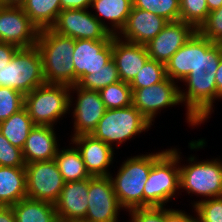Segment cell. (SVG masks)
Returning a JSON list of instances; mask_svg holds the SVG:
<instances>
[{
	"label": "cell",
	"instance_id": "ac0fdd59",
	"mask_svg": "<svg viewBox=\"0 0 222 222\" xmlns=\"http://www.w3.org/2000/svg\"><path fill=\"white\" fill-rule=\"evenodd\" d=\"M167 23L166 19L156 14L133 7L125 26L117 36L127 42L146 45Z\"/></svg>",
	"mask_w": 222,
	"mask_h": 222
},
{
	"label": "cell",
	"instance_id": "ab89813d",
	"mask_svg": "<svg viewBox=\"0 0 222 222\" xmlns=\"http://www.w3.org/2000/svg\"><path fill=\"white\" fill-rule=\"evenodd\" d=\"M166 222H197V218L183 210L166 208Z\"/></svg>",
	"mask_w": 222,
	"mask_h": 222
},
{
	"label": "cell",
	"instance_id": "8992f818",
	"mask_svg": "<svg viewBox=\"0 0 222 222\" xmlns=\"http://www.w3.org/2000/svg\"><path fill=\"white\" fill-rule=\"evenodd\" d=\"M151 124L133 105L107 109L98 122L92 136L105 142L114 149V143H125L127 140L148 131Z\"/></svg>",
	"mask_w": 222,
	"mask_h": 222
},
{
	"label": "cell",
	"instance_id": "4dcf8cb0",
	"mask_svg": "<svg viewBox=\"0 0 222 222\" xmlns=\"http://www.w3.org/2000/svg\"><path fill=\"white\" fill-rule=\"evenodd\" d=\"M166 78L165 64L149 58L129 85L132 90H135L150 87Z\"/></svg>",
	"mask_w": 222,
	"mask_h": 222
},
{
	"label": "cell",
	"instance_id": "277c9868",
	"mask_svg": "<svg viewBox=\"0 0 222 222\" xmlns=\"http://www.w3.org/2000/svg\"><path fill=\"white\" fill-rule=\"evenodd\" d=\"M180 153V154H179ZM181 152L168 149L151 167L143 190V208L164 207L180 190Z\"/></svg>",
	"mask_w": 222,
	"mask_h": 222
},
{
	"label": "cell",
	"instance_id": "ee69618b",
	"mask_svg": "<svg viewBox=\"0 0 222 222\" xmlns=\"http://www.w3.org/2000/svg\"><path fill=\"white\" fill-rule=\"evenodd\" d=\"M209 12L219 9L222 6V0H206Z\"/></svg>",
	"mask_w": 222,
	"mask_h": 222
},
{
	"label": "cell",
	"instance_id": "ba28073f",
	"mask_svg": "<svg viewBox=\"0 0 222 222\" xmlns=\"http://www.w3.org/2000/svg\"><path fill=\"white\" fill-rule=\"evenodd\" d=\"M187 159L188 165H179L180 190L205 197L204 200L222 197V160L197 161L192 154Z\"/></svg>",
	"mask_w": 222,
	"mask_h": 222
},
{
	"label": "cell",
	"instance_id": "d6a6232c",
	"mask_svg": "<svg viewBox=\"0 0 222 222\" xmlns=\"http://www.w3.org/2000/svg\"><path fill=\"white\" fill-rule=\"evenodd\" d=\"M180 19L196 30L207 20L209 9L206 0H179Z\"/></svg>",
	"mask_w": 222,
	"mask_h": 222
},
{
	"label": "cell",
	"instance_id": "5b68a950",
	"mask_svg": "<svg viewBox=\"0 0 222 222\" xmlns=\"http://www.w3.org/2000/svg\"><path fill=\"white\" fill-rule=\"evenodd\" d=\"M72 96L67 85L45 83L25 94L24 108L35 125L54 126L70 111Z\"/></svg>",
	"mask_w": 222,
	"mask_h": 222
},
{
	"label": "cell",
	"instance_id": "bcb514c9",
	"mask_svg": "<svg viewBox=\"0 0 222 222\" xmlns=\"http://www.w3.org/2000/svg\"><path fill=\"white\" fill-rule=\"evenodd\" d=\"M60 222H82V221H60Z\"/></svg>",
	"mask_w": 222,
	"mask_h": 222
},
{
	"label": "cell",
	"instance_id": "d590c367",
	"mask_svg": "<svg viewBox=\"0 0 222 222\" xmlns=\"http://www.w3.org/2000/svg\"><path fill=\"white\" fill-rule=\"evenodd\" d=\"M197 31L211 42L222 44V6L209 12L207 20Z\"/></svg>",
	"mask_w": 222,
	"mask_h": 222
},
{
	"label": "cell",
	"instance_id": "7c38bea8",
	"mask_svg": "<svg viewBox=\"0 0 222 222\" xmlns=\"http://www.w3.org/2000/svg\"><path fill=\"white\" fill-rule=\"evenodd\" d=\"M123 209L109 176L90 177L88 209L82 222H118Z\"/></svg>",
	"mask_w": 222,
	"mask_h": 222
},
{
	"label": "cell",
	"instance_id": "3957f363",
	"mask_svg": "<svg viewBox=\"0 0 222 222\" xmlns=\"http://www.w3.org/2000/svg\"><path fill=\"white\" fill-rule=\"evenodd\" d=\"M131 156L122 162L116 177L110 174L113 190L121 207L129 212L143 208V190L152 165L167 151Z\"/></svg>",
	"mask_w": 222,
	"mask_h": 222
},
{
	"label": "cell",
	"instance_id": "e575fe53",
	"mask_svg": "<svg viewBox=\"0 0 222 222\" xmlns=\"http://www.w3.org/2000/svg\"><path fill=\"white\" fill-rule=\"evenodd\" d=\"M193 202L197 222H222V197Z\"/></svg>",
	"mask_w": 222,
	"mask_h": 222
},
{
	"label": "cell",
	"instance_id": "7bdbcfd3",
	"mask_svg": "<svg viewBox=\"0 0 222 222\" xmlns=\"http://www.w3.org/2000/svg\"><path fill=\"white\" fill-rule=\"evenodd\" d=\"M217 99H222V56L216 72Z\"/></svg>",
	"mask_w": 222,
	"mask_h": 222
},
{
	"label": "cell",
	"instance_id": "7402d4cb",
	"mask_svg": "<svg viewBox=\"0 0 222 222\" xmlns=\"http://www.w3.org/2000/svg\"><path fill=\"white\" fill-rule=\"evenodd\" d=\"M93 16L114 36H117L127 22L133 8V0H92ZM102 17V18H101ZM104 18V19H103ZM108 20V26L105 23ZM111 27V28H110Z\"/></svg>",
	"mask_w": 222,
	"mask_h": 222
},
{
	"label": "cell",
	"instance_id": "83f0119b",
	"mask_svg": "<svg viewBox=\"0 0 222 222\" xmlns=\"http://www.w3.org/2000/svg\"><path fill=\"white\" fill-rule=\"evenodd\" d=\"M35 126L25 108L0 123V133L9 142L20 149L23 148L31 129Z\"/></svg>",
	"mask_w": 222,
	"mask_h": 222
},
{
	"label": "cell",
	"instance_id": "2e32d148",
	"mask_svg": "<svg viewBox=\"0 0 222 222\" xmlns=\"http://www.w3.org/2000/svg\"><path fill=\"white\" fill-rule=\"evenodd\" d=\"M197 30L181 20L168 22L145 46L150 59L166 64Z\"/></svg>",
	"mask_w": 222,
	"mask_h": 222
},
{
	"label": "cell",
	"instance_id": "484cf974",
	"mask_svg": "<svg viewBox=\"0 0 222 222\" xmlns=\"http://www.w3.org/2000/svg\"><path fill=\"white\" fill-rule=\"evenodd\" d=\"M21 8L39 30L51 28L62 10L60 0H25Z\"/></svg>",
	"mask_w": 222,
	"mask_h": 222
},
{
	"label": "cell",
	"instance_id": "30bf717a",
	"mask_svg": "<svg viewBox=\"0 0 222 222\" xmlns=\"http://www.w3.org/2000/svg\"><path fill=\"white\" fill-rule=\"evenodd\" d=\"M174 80L167 77L150 87L132 90V105L151 123L162 108L182 103L180 90Z\"/></svg>",
	"mask_w": 222,
	"mask_h": 222
},
{
	"label": "cell",
	"instance_id": "e0dca14e",
	"mask_svg": "<svg viewBox=\"0 0 222 222\" xmlns=\"http://www.w3.org/2000/svg\"><path fill=\"white\" fill-rule=\"evenodd\" d=\"M80 152L86 170L92 177L109 176V166L113 163L114 149L92 135L71 137V143Z\"/></svg>",
	"mask_w": 222,
	"mask_h": 222
},
{
	"label": "cell",
	"instance_id": "44dd1931",
	"mask_svg": "<svg viewBox=\"0 0 222 222\" xmlns=\"http://www.w3.org/2000/svg\"><path fill=\"white\" fill-rule=\"evenodd\" d=\"M54 126L35 125L22 148L25 164L53 160L59 150Z\"/></svg>",
	"mask_w": 222,
	"mask_h": 222
},
{
	"label": "cell",
	"instance_id": "836d02e7",
	"mask_svg": "<svg viewBox=\"0 0 222 222\" xmlns=\"http://www.w3.org/2000/svg\"><path fill=\"white\" fill-rule=\"evenodd\" d=\"M25 95L10 87H0V123L24 108Z\"/></svg>",
	"mask_w": 222,
	"mask_h": 222
},
{
	"label": "cell",
	"instance_id": "d6986e66",
	"mask_svg": "<svg viewBox=\"0 0 222 222\" xmlns=\"http://www.w3.org/2000/svg\"><path fill=\"white\" fill-rule=\"evenodd\" d=\"M90 178L66 182L60 197L55 203L59 221H83L88 209Z\"/></svg>",
	"mask_w": 222,
	"mask_h": 222
},
{
	"label": "cell",
	"instance_id": "603a6c76",
	"mask_svg": "<svg viewBox=\"0 0 222 222\" xmlns=\"http://www.w3.org/2000/svg\"><path fill=\"white\" fill-rule=\"evenodd\" d=\"M27 198L25 167L0 166V206L11 207Z\"/></svg>",
	"mask_w": 222,
	"mask_h": 222
},
{
	"label": "cell",
	"instance_id": "7a4b0ae2",
	"mask_svg": "<svg viewBox=\"0 0 222 222\" xmlns=\"http://www.w3.org/2000/svg\"><path fill=\"white\" fill-rule=\"evenodd\" d=\"M36 47L42 57L47 84L74 85L73 51L75 39L60 35L51 28L39 30Z\"/></svg>",
	"mask_w": 222,
	"mask_h": 222
},
{
	"label": "cell",
	"instance_id": "f35d334b",
	"mask_svg": "<svg viewBox=\"0 0 222 222\" xmlns=\"http://www.w3.org/2000/svg\"><path fill=\"white\" fill-rule=\"evenodd\" d=\"M19 49L16 45L0 42V69L10 63Z\"/></svg>",
	"mask_w": 222,
	"mask_h": 222
},
{
	"label": "cell",
	"instance_id": "d4e9b609",
	"mask_svg": "<svg viewBox=\"0 0 222 222\" xmlns=\"http://www.w3.org/2000/svg\"><path fill=\"white\" fill-rule=\"evenodd\" d=\"M11 207L16 222H60L50 202L24 198Z\"/></svg>",
	"mask_w": 222,
	"mask_h": 222
},
{
	"label": "cell",
	"instance_id": "1f68e13d",
	"mask_svg": "<svg viewBox=\"0 0 222 222\" xmlns=\"http://www.w3.org/2000/svg\"><path fill=\"white\" fill-rule=\"evenodd\" d=\"M133 7L156 14L168 22L180 19L179 0H133Z\"/></svg>",
	"mask_w": 222,
	"mask_h": 222
},
{
	"label": "cell",
	"instance_id": "5bb4252c",
	"mask_svg": "<svg viewBox=\"0 0 222 222\" xmlns=\"http://www.w3.org/2000/svg\"><path fill=\"white\" fill-rule=\"evenodd\" d=\"M72 93L77 94V99L73 104L75 105L74 110L71 112L74 119V133L71 137L91 135L107 110L100 93L80 88L77 85L70 87V94Z\"/></svg>",
	"mask_w": 222,
	"mask_h": 222
},
{
	"label": "cell",
	"instance_id": "52a82bcc",
	"mask_svg": "<svg viewBox=\"0 0 222 222\" xmlns=\"http://www.w3.org/2000/svg\"><path fill=\"white\" fill-rule=\"evenodd\" d=\"M45 83L42 57L36 46L20 48L0 69V87H10L24 95Z\"/></svg>",
	"mask_w": 222,
	"mask_h": 222
},
{
	"label": "cell",
	"instance_id": "f1b7e54d",
	"mask_svg": "<svg viewBox=\"0 0 222 222\" xmlns=\"http://www.w3.org/2000/svg\"><path fill=\"white\" fill-rule=\"evenodd\" d=\"M120 81L116 62L112 58L104 67L94 74L84 75L78 82L80 88L100 91L104 87Z\"/></svg>",
	"mask_w": 222,
	"mask_h": 222
},
{
	"label": "cell",
	"instance_id": "8fae6325",
	"mask_svg": "<svg viewBox=\"0 0 222 222\" xmlns=\"http://www.w3.org/2000/svg\"><path fill=\"white\" fill-rule=\"evenodd\" d=\"M88 9L61 10L51 27L56 33L75 40H112L113 36Z\"/></svg>",
	"mask_w": 222,
	"mask_h": 222
},
{
	"label": "cell",
	"instance_id": "60d3db41",
	"mask_svg": "<svg viewBox=\"0 0 222 222\" xmlns=\"http://www.w3.org/2000/svg\"><path fill=\"white\" fill-rule=\"evenodd\" d=\"M62 10L88 9L92 0H60Z\"/></svg>",
	"mask_w": 222,
	"mask_h": 222
},
{
	"label": "cell",
	"instance_id": "4316f807",
	"mask_svg": "<svg viewBox=\"0 0 222 222\" xmlns=\"http://www.w3.org/2000/svg\"><path fill=\"white\" fill-rule=\"evenodd\" d=\"M64 182L81 181L90 178L79 150L75 146L59 149L54 158Z\"/></svg>",
	"mask_w": 222,
	"mask_h": 222
},
{
	"label": "cell",
	"instance_id": "6da1fadb",
	"mask_svg": "<svg viewBox=\"0 0 222 222\" xmlns=\"http://www.w3.org/2000/svg\"><path fill=\"white\" fill-rule=\"evenodd\" d=\"M221 56L222 44L211 42L197 31L196 66L182 81L188 90H180L181 101L187 110L186 120L192 127L207 121L214 112L216 72Z\"/></svg>",
	"mask_w": 222,
	"mask_h": 222
},
{
	"label": "cell",
	"instance_id": "f546056e",
	"mask_svg": "<svg viewBox=\"0 0 222 222\" xmlns=\"http://www.w3.org/2000/svg\"><path fill=\"white\" fill-rule=\"evenodd\" d=\"M106 109L125 108L132 105V89L127 82L118 81L99 91Z\"/></svg>",
	"mask_w": 222,
	"mask_h": 222
},
{
	"label": "cell",
	"instance_id": "8d00e7d4",
	"mask_svg": "<svg viewBox=\"0 0 222 222\" xmlns=\"http://www.w3.org/2000/svg\"><path fill=\"white\" fill-rule=\"evenodd\" d=\"M22 149L13 146L9 140L0 133V166L25 167Z\"/></svg>",
	"mask_w": 222,
	"mask_h": 222
},
{
	"label": "cell",
	"instance_id": "4fadbf2b",
	"mask_svg": "<svg viewBox=\"0 0 222 222\" xmlns=\"http://www.w3.org/2000/svg\"><path fill=\"white\" fill-rule=\"evenodd\" d=\"M38 34L39 29L21 6L0 7V42L31 48L36 46Z\"/></svg>",
	"mask_w": 222,
	"mask_h": 222
},
{
	"label": "cell",
	"instance_id": "f6af8a7d",
	"mask_svg": "<svg viewBox=\"0 0 222 222\" xmlns=\"http://www.w3.org/2000/svg\"><path fill=\"white\" fill-rule=\"evenodd\" d=\"M25 0H0L1 6H21Z\"/></svg>",
	"mask_w": 222,
	"mask_h": 222
},
{
	"label": "cell",
	"instance_id": "74e56055",
	"mask_svg": "<svg viewBox=\"0 0 222 222\" xmlns=\"http://www.w3.org/2000/svg\"><path fill=\"white\" fill-rule=\"evenodd\" d=\"M129 222H166L165 207L135 208L129 211Z\"/></svg>",
	"mask_w": 222,
	"mask_h": 222
},
{
	"label": "cell",
	"instance_id": "ffe728a7",
	"mask_svg": "<svg viewBox=\"0 0 222 222\" xmlns=\"http://www.w3.org/2000/svg\"><path fill=\"white\" fill-rule=\"evenodd\" d=\"M112 58L116 62L120 80L130 83L143 68L149 55L146 46L112 38Z\"/></svg>",
	"mask_w": 222,
	"mask_h": 222
},
{
	"label": "cell",
	"instance_id": "9c48e42d",
	"mask_svg": "<svg viewBox=\"0 0 222 222\" xmlns=\"http://www.w3.org/2000/svg\"><path fill=\"white\" fill-rule=\"evenodd\" d=\"M25 169L27 198L55 204L65 184L55 160L32 162Z\"/></svg>",
	"mask_w": 222,
	"mask_h": 222
},
{
	"label": "cell",
	"instance_id": "b9f144b4",
	"mask_svg": "<svg viewBox=\"0 0 222 222\" xmlns=\"http://www.w3.org/2000/svg\"><path fill=\"white\" fill-rule=\"evenodd\" d=\"M0 222H16L12 207L0 206Z\"/></svg>",
	"mask_w": 222,
	"mask_h": 222
},
{
	"label": "cell",
	"instance_id": "cb8c5ba5",
	"mask_svg": "<svg viewBox=\"0 0 222 222\" xmlns=\"http://www.w3.org/2000/svg\"><path fill=\"white\" fill-rule=\"evenodd\" d=\"M196 61L197 31L165 64L167 77L182 82L194 70Z\"/></svg>",
	"mask_w": 222,
	"mask_h": 222
},
{
	"label": "cell",
	"instance_id": "9a60e30c",
	"mask_svg": "<svg viewBox=\"0 0 222 222\" xmlns=\"http://www.w3.org/2000/svg\"><path fill=\"white\" fill-rule=\"evenodd\" d=\"M112 59V40H75L73 51L74 85L84 76L94 74Z\"/></svg>",
	"mask_w": 222,
	"mask_h": 222
}]
</instances>
